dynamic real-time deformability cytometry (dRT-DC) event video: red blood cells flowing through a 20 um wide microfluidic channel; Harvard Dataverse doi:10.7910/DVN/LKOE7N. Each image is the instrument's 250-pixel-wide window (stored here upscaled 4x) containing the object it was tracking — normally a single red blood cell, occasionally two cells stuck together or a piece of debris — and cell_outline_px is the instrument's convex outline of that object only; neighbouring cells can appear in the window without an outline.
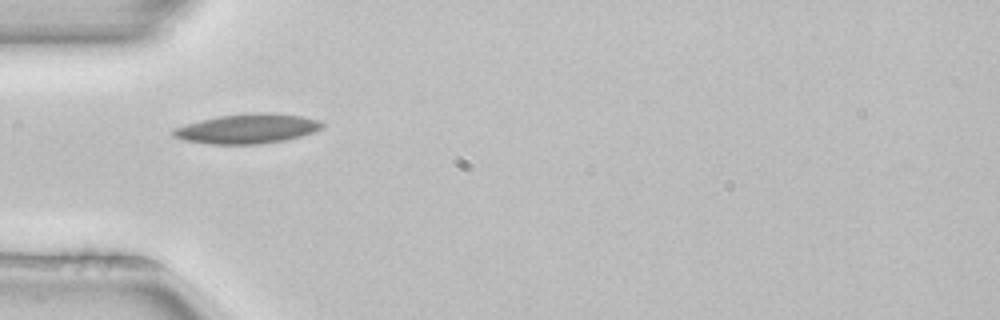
{"species": "common noctule bat (a hibernating species)", "species_latin": "Nyctalus noctula", "temperature_condition": "room temperature", "stored_images_in_passage": 3, "camera_frame_rate_fps": 3000, "um_per_image_px": 0.085, "animal": {"sex": "female", "body_mass_g": 22.7, "forearm_length_mm": 54.2}, "frame": {"image": 1, "passage_image": 2, "time_ms": 0.333, "image_size_px": [1000, 320], "cell_outline_px": [[324, 124], [320, 128], [312, 132], [300, 136], [284, 140], [260, 144], [208, 144], [184, 140], [172, 136], [172, 128], [200, 120], [220, 116], [252, 112], [272, 112], [300, 116], [320, 120]], "centroid_in_image_um": [20.99, 10.93], "position_along_channel_um": 64.0, "area_um2": 25.72}}